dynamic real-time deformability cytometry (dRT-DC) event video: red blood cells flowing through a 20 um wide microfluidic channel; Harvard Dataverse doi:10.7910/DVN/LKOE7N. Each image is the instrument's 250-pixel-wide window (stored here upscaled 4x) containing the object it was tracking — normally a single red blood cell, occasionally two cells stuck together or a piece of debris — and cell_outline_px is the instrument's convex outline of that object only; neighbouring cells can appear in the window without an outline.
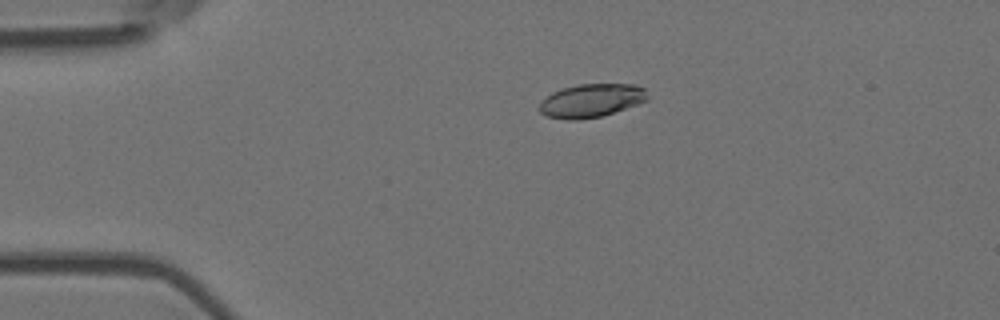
{"species": "Egyptian fruit bat (a non-hibernating species)", "species_latin": "Rousettus aegyptiacus", "temperature_condition": "room temperature", "stored_images_in_passage": 5, "camera_frame_rate_fps": 3000, "um_per_image_px": 0.085, "animal": {"sex": "female"}, "frame": {"image": 1, "passage_image": 1, "time_ms": 0.0, "image_size_px": [1000, 320], "cell_outline_px": [[648, 100], [600, 116], [580, 120], [568, 120], [548, 116], [540, 112], [540, 104], [552, 92], [564, 88], [580, 84], [636, 84], [644, 88], [648, 96]], "centroid_in_image_um": [50.28, 8.54], "position_along_channel_um": 34.7, "area_um2": 20.69}}
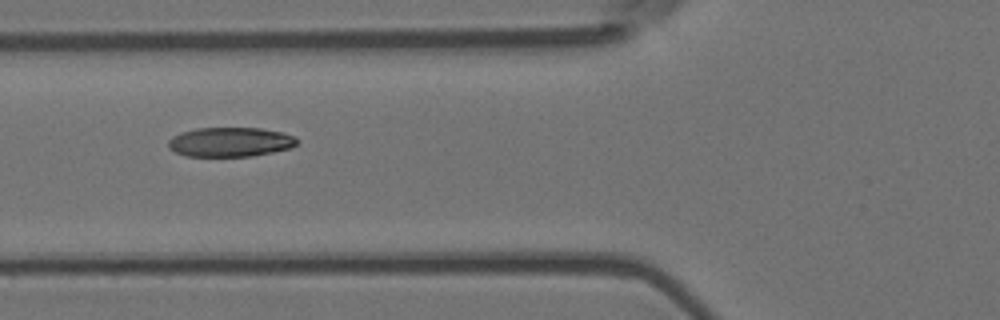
{"frame": {"image": 2, "passage_image": 3, "time_ms": 0.667, "image_size_px": [1000, 320], "cell_outline_px": [[300, 140], [296, 144], [288, 148], [272, 152], [252, 156], [184, 156], [168, 148], [168, 140], [172, 136], [180, 132], [196, 128], [260, 128], [284, 132], [296, 136]], "centroid_in_image_um": [19.56, 12.06], "position_along_channel_um": 106.2, "area_um2": 22.25}}
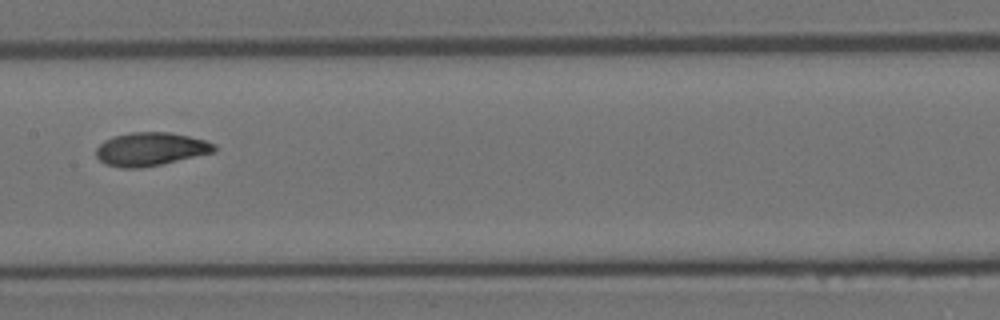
{"frame": {"image": 3, "passage_image": 5, "time_ms": 1.333, "image_size_px": [1000, 320], "cell_outline_px": [[216, 152], [160, 164], [140, 168], [120, 168], [104, 164], [96, 156], [96, 148], [104, 140], [112, 136], [132, 132], [168, 132], [188, 136], [204, 140], [216, 144]], "centroid_in_image_um": [12.78, 12.67], "position_along_channel_um": 194.6, "area_um2": 23.0}}